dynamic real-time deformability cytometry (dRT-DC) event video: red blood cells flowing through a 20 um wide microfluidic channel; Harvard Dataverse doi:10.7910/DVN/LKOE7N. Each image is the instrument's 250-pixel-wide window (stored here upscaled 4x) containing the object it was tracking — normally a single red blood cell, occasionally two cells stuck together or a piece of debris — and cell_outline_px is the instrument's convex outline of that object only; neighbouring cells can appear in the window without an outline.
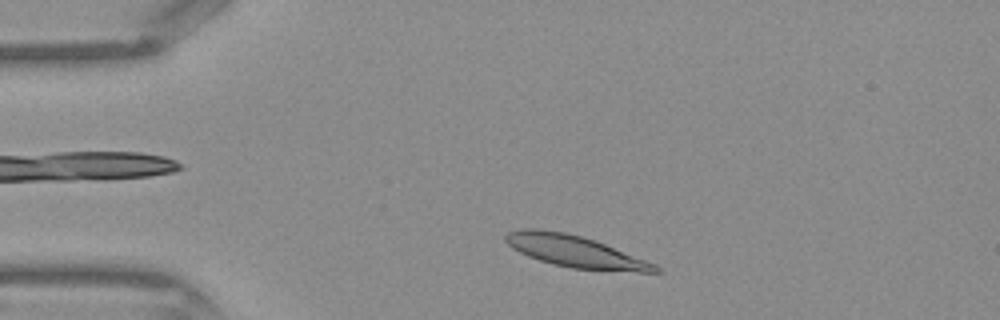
{"species": "Egyptian fruit bat (a non-hibernating species)", "species_latin": "Rousettus aegyptiacus", "temperature_condition": "warm", "stored_images_in_passage": 37, "camera_frame_rate_fps": 3000, "um_per_image_px": 0.085, "frame": {"image": 1, "passage_image": 3, "time_ms": 0.667, "image_size_px": [1000, 320], "cell_outline_px": [[664, 272], [640, 272], [572, 268], [552, 264], [528, 256], [512, 248], [504, 240], [504, 236], [508, 232], [524, 228], [536, 228], [564, 232], [596, 240], [656, 264]], "centroid_in_image_um": [48.89, 21.37], "position_along_channel_um": 36.1, "area_um2": 27.63}}
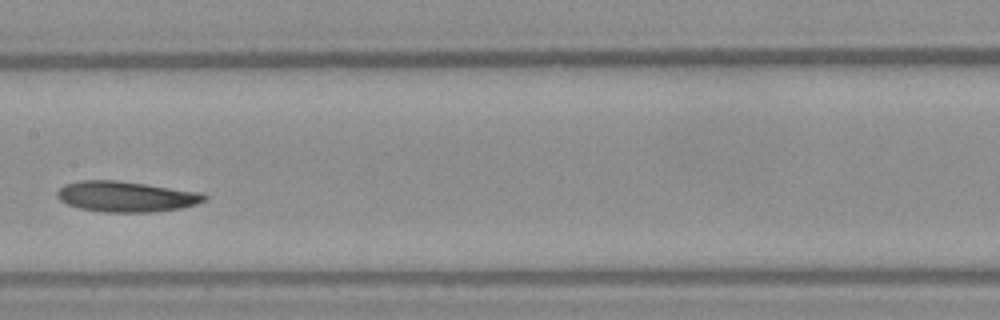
{"frame": {"image": 2, "passage_image": 16, "time_ms": 5.0, "image_size_px": [1000, 320], "cell_outline_px": [[208, 196], [204, 200], [196, 204], [180, 208], [152, 212], [104, 212], [80, 208], [68, 204], [60, 200], [56, 196], [56, 192], [64, 184], [80, 180], [116, 180], [204, 192]], "centroid_in_image_um": [10.72, 16.7], "position_along_channel_um": 196.7, "area_um2": 26.3}}
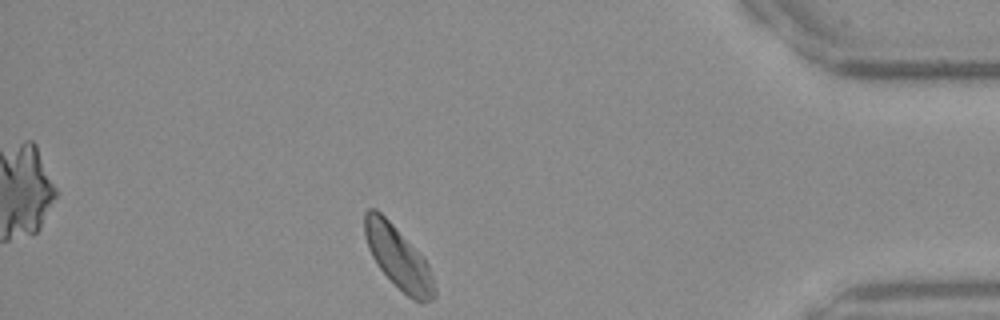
{"frame": {"image": 3, "passage_image": 32, "time_ms": 10.333, "image_size_px": [1000, 320], "cell_outline_px": [[436, 296], [432, 300], [416, 300], [408, 296], [376, 264], [368, 248], [364, 236], [364, 212], [368, 208], [376, 208], [424, 256], [428, 264], [436, 288]], "centroid_in_image_um": [33.84, 21.84], "position_along_channel_um": 401.4, "area_um2": 25.03}}